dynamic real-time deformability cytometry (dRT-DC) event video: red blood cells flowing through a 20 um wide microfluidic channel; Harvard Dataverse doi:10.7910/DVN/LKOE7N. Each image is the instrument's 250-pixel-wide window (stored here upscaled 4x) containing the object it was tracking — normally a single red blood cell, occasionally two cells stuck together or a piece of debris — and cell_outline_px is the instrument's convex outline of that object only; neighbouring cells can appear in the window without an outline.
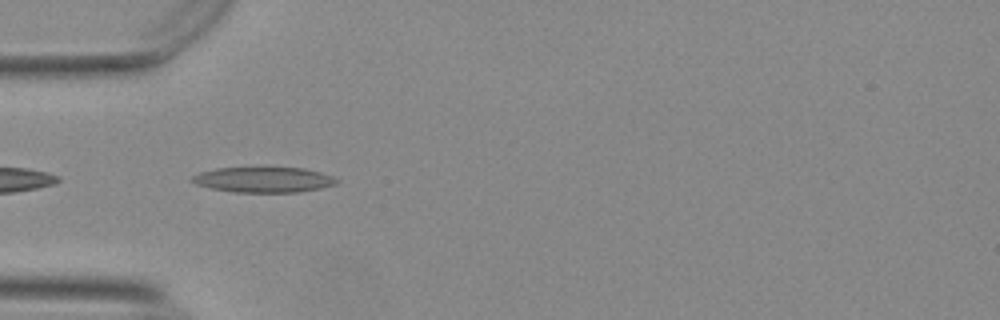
{"species": "Egyptian fruit bat (a non-hibernating species)", "species_latin": "Rousettus aegyptiacus", "temperature_condition": "warm", "stored_images_in_passage": 8, "camera_frame_rate_fps": 3000, "um_per_image_px": 0.085, "animal": {"sex": "female"}, "frame": {"image": 1, "passage_image": 2, "time_ms": 0.333, "image_size_px": [1000, 320], "cell_outline_px": [[340, 180], [336, 184], [320, 188], [296, 192], [236, 192], [212, 188], [196, 184], [192, 180], [192, 176], [200, 172], [216, 168], [304, 168], [320, 172], [332, 176]], "centroid_in_image_um": [22.43, 15.27], "position_along_channel_um": 62.6, "area_um2": 21.1}}